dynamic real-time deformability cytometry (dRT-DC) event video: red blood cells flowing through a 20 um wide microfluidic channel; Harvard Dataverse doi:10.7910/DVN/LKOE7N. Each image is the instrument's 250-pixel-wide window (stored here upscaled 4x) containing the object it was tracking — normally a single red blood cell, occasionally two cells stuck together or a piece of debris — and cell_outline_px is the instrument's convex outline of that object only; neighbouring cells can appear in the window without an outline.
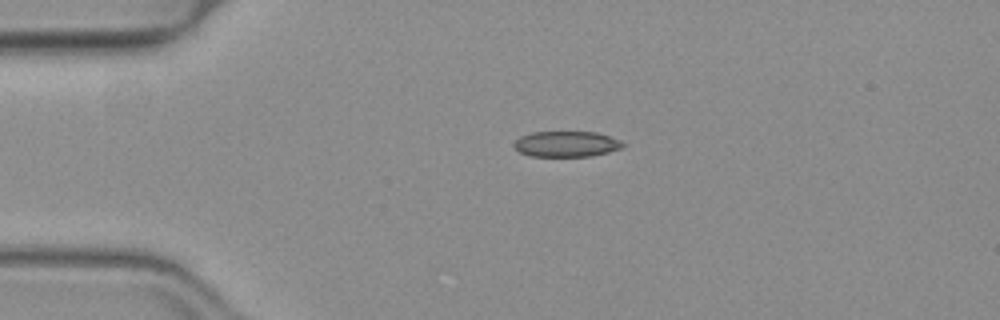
{"species": "common noctule bat (a hibernating species)", "species_latin": "Nyctalus noctula", "temperature_condition": "warm", "stored_images_in_passage": 42, "camera_frame_rate_fps": 3000, "um_per_image_px": 0.085, "animal": {"sex": "female", "body_mass_g": 19.3, "forearm_length_mm": 54.1}, "frame": {"image": 1, "passage_image": 1, "time_ms": 0.0, "image_size_px": [1000, 320], "cell_outline_px": [[628, 144], [624, 148], [592, 156], [532, 156], [520, 152], [512, 144], [520, 136], [532, 132], [596, 132], [620, 140]], "centroid_in_image_um": [48.19, 12.24], "position_along_channel_um": 36.8, "area_um2": 16.36}}
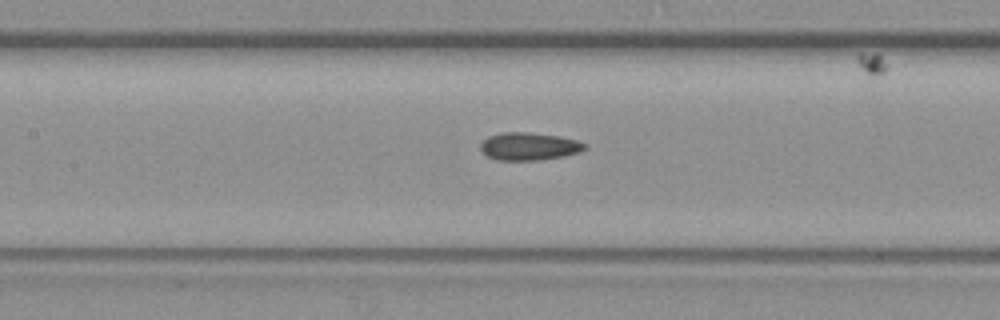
{"frame": {"image": 2, "passage_image": 13, "time_ms": 4.0, "image_size_px": [1000, 320], "cell_outline_px": [[588, 148], [580, 152], [564, 156], [540, 160], [496, 160], [488, 156], [480, 148], [480, 144], [488, 136], [500, 132], [528, 132], [560, 136], [576, 140], [588, 144]], "centroid_in_image_um": [45.0, 12.43], "position_along_channel_um": 162.4, "area_um2": 16.99}}
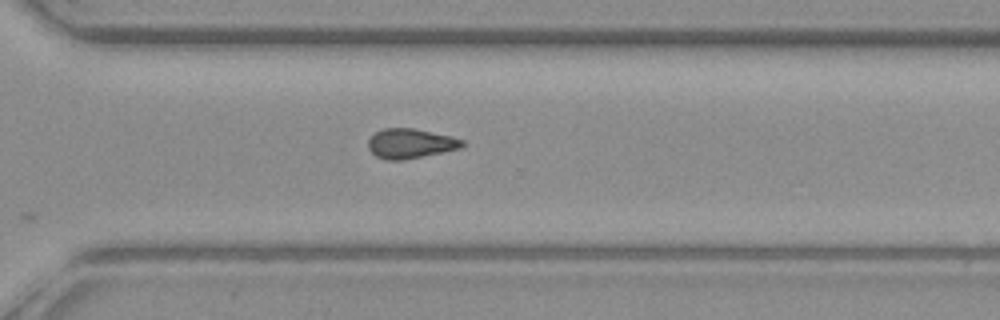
{"frame": {"image": 3, "passage_image": 26, "time_ms": 8.333, "image_size_px": [1000, 320], "cell_outline_px": [[464, 144], [460, 148], [404, 160], [384, 160], [376, 156], [368, 148], [368, 140], [376, 132], [384, 128], [416, 128], [452, 136], [464, 140]], "centroid_in_image_um": [34.88, 12.19], "position_along_channel_um": 335.7, "area_um2": 16.3}, "authors_computed_cell_mechanics": {"area_um2": 16.3574, "velocity_mm_per_s": 4.0099, "shape_relaxation_time_tau1_ms": 7.8145, "shape_relaxation_time_tau2_ms": 3.0973, "deformation_change_tau1": 0.1597, "deformation_change_tau2": 0.1031}}